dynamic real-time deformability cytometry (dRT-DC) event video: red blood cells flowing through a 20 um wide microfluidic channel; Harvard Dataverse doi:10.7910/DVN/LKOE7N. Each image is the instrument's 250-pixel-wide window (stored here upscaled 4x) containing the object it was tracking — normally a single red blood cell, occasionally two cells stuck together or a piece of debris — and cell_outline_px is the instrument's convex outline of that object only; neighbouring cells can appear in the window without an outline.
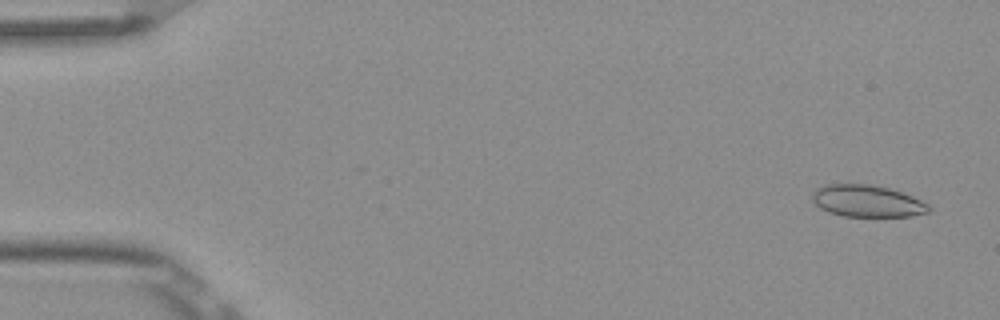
{"species": "Egyptian fruit bat (a non-hibernating species)", "species_latin": "Rousettus aegyptiacus", "temperature_condition": "room temperature", "stored_images_in_passage": 2, "camera_frame_rate_fps": 3000, "um_per_image_px": 0.085, "frame": {"image": 1, "passage_image": 1, "time_ms": 0.0, "image_size_px": [1000, 320], "cell_outline_px": [[932, 208], [928, 212], [912, 216], [844, 216], [828, 212], [820, 208], [812, 200], [812, 192], [816, 188], [824, 184], [868, 184], [888, 188], [912, 196], [928, 204]], "centroid_in_image_um": [73.68, 17.09], "position_along_channel_um": 11.3, "area_um2": 21.62}}